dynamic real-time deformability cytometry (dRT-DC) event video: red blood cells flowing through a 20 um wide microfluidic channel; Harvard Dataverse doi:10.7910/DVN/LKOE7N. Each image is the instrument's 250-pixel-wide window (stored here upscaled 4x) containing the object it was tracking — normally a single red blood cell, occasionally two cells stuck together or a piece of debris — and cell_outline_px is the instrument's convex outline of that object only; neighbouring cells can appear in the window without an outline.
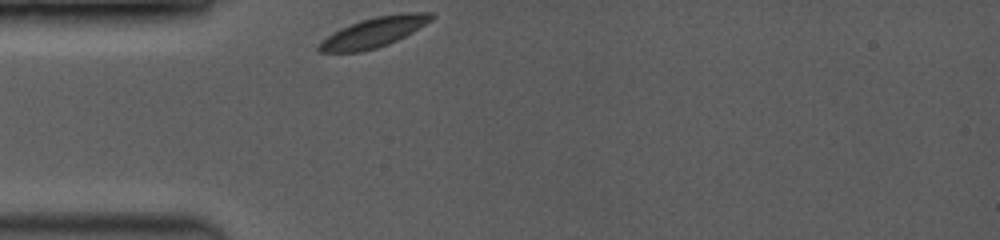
{"species": "common noctule bat (a hibernating species)", "species_latin": "Nyctalus noctula", "temperature_condition": "room temperature", "stored_images_in_passage": 40, "camera_frame_rate_fps": 3500, "um_per_image_px": 0.085, "animal": {"sex": "female", "body_mass_g": 19.0, "forearm_length_mm": 53.3}, "frame": {"image": 1, "passage_image": 1, "time_ms": 0.0, "image_size_px": [1000, 240], "cell_outline_px": [[436, 16], [432, 20], [412, 32], [388, 44], [376, 48], [360, 52], [316, 52], [316, 48], [320, 40], [332, 32], [340, 28], [360, 20], [376, 16], [404, 12], [432, 12]], "centroid_in_image_um": [31.74, 2.74], "position_along_channel_um": 53.3, "area_um2": 19.83}}
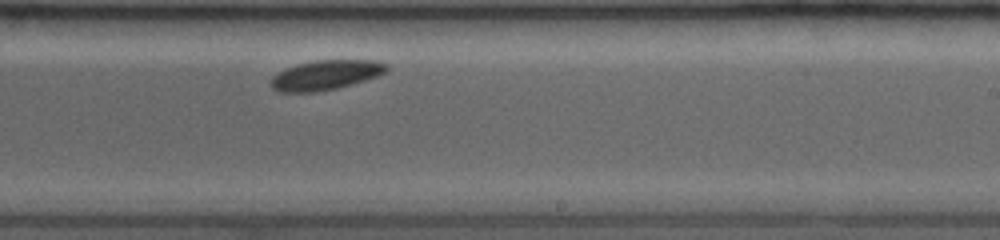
{"frame": {"image": 2, "passage_image": 22, "time_ms": 5.714, "image_size_px": [1000, 240], "cell_outline_px": [[388, 68], [384, 72], [376, 76], [364, 80], [336, 88], [316, 92], [280, 92], [272, 88], [272, 76], [276, 72], [284, 68], [296, 64], [316, 60], [376, 60], [388, 64]], "centroid_in_image_um": [27.65, 6.36], "position_along_channel_um": 261.4, "area_um2": 19.94}}
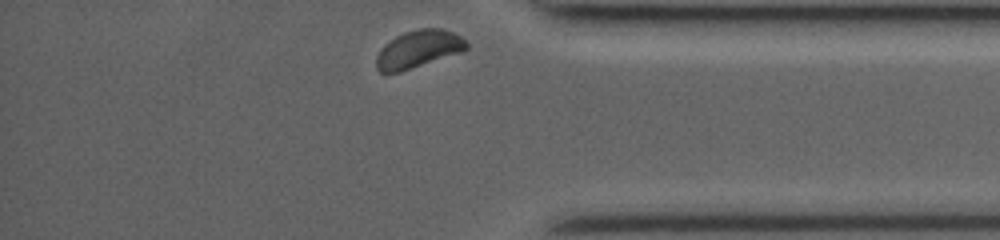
{"frame": {"image": 3, "passage_image": 39, "time_ms": 9.429, "image_size_px": [1000, 240], "cell_outline_px": [[468, 48], [460, 52], [400, 72], [380, 72], [376, 68], [376, 56], [384, 44], [396, 36], [404, 32], [420, 28], [444, 28], [460, 36], [468, 44]], "centroid_in_image_um": [35.54, 4.16], "position_along_channel_um": 399.7, "area_um2": 19.54}}